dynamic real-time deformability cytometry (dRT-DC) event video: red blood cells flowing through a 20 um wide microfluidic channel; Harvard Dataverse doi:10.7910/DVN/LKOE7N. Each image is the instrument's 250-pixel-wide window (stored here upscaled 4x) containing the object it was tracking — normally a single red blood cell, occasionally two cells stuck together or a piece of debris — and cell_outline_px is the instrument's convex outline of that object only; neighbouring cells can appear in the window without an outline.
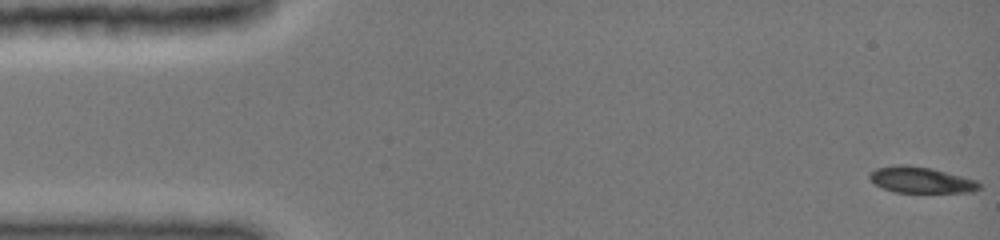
{"species": "common noctule bat (a hibernating species)", "species_latin": "Nyctalus noctula", "temperature_condition": "cold", "stored_images_in_passage": 48, "camera_frame_rate_fps": 3000, "um_per_image_px": 0.085, "animal": {"sex": "female", "body_mass_g": 19.0, "forearm_length_mm": 51.5}, "frame": {"image": 1, "passage_image": 1, "time_ms": 0.0, "image_size_px": [1000, 240], "cell_outline_px": [[980, 188], [972, 192], [896, 192], [884, 188], [876, 184], [868, 176], [876, 168], [900, 164], [908, 164], [932, 168], [976, 180], [980, 184]], "centroid_in_image_um": [78.3, 15.28], "position_along_channel_um": 6.7, "area_um2": 16.47}}
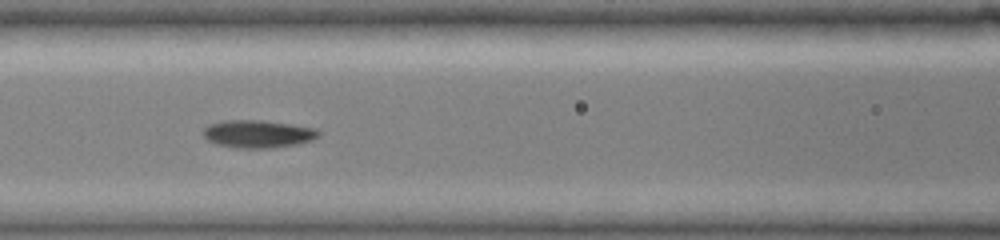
{"frame": {"image": 2, "passage_image": 21, "time_ms": 6.667, "image_size_px": [1000, 240], "cell_outline_px": [[320, 136], [312, 140], [296, 144], [268, 148], [236, 148], [216, 144], [208, 140], [204, 136], [204, 128], [212, 124], [224, 120], [260, 120], [316, 128], [320, 132]], "centroid_in_image_um": [21.94, 11.39], "position_along_channel_um": 144.7, "area_um2": 18.44}}
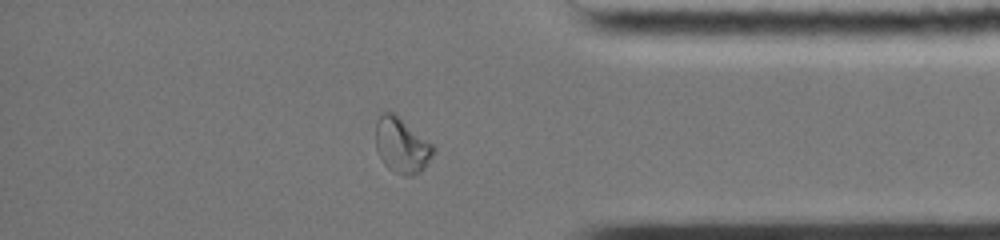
{"frame": {"image": 3, "passage_image": 41, "time_ms": 13.333, "image_size_px": [1000, 240], "cell_outline_px": [[436, 152], [424, 168], [420, 172], [412, 176], [404, 176], [392, 172], [384, 164], [376, 148], [376, 120], [384, 112], [392, 112], [432, 144], [436, 148]], "centroid_in_image_um": [34.15, 12.41], "position_along_channel_um": 401.0, "area_um2": 18.44}, "authors_computed_cell_mechanics": {"area_um2": 17.6868, "velocity_mm_per_s": 3.9534, "shape_relaxation_time_tau1_ms": 8.0087, "shape_relaxation_time_tau2_ms": 4.1222, "deformation_change_tau1": 0.1992, "deformation_change_tau2": 0.0578}}